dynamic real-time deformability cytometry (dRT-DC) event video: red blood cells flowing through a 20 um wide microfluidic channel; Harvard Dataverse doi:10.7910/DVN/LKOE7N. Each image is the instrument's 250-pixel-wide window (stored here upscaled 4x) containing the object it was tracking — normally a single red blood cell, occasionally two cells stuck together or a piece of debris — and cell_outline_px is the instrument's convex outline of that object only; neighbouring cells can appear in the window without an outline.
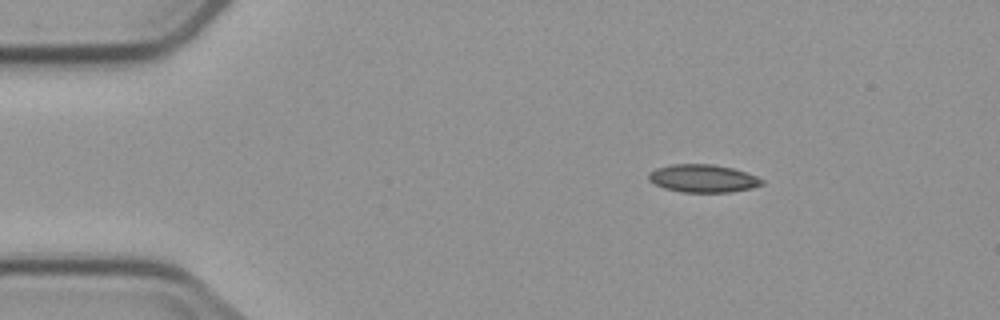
{"species": "common noctule bat (a hibernating species)", "species_latin": "Nyctalus noctula", "temperature_condition": "cold", "stored_images_in_passage": 5, "camera_frame_rate_fps": 3000, "um_per_image_px": 0.085, "animal": {"sex": "male", "body_mass_g": 23.1, "forearm_length_mm": 52.7}, "frame": {"image": 1, "passage_image": 3, "time_ms": 2.333, "image_size_px": [1000, 320], "cell_outline_px": [[764, 184], [752, 188], [732, 192], [680, 192], [664, 188], [648, 180], [648, 172], [656, 168], [672, 164], [712, 164], [732, 168], [756, 176], [764, 180]], "centroid_in_image_um": [59.74, 15.17], "position_along_channel_um": 25.3, "area_um2": 18.44}}
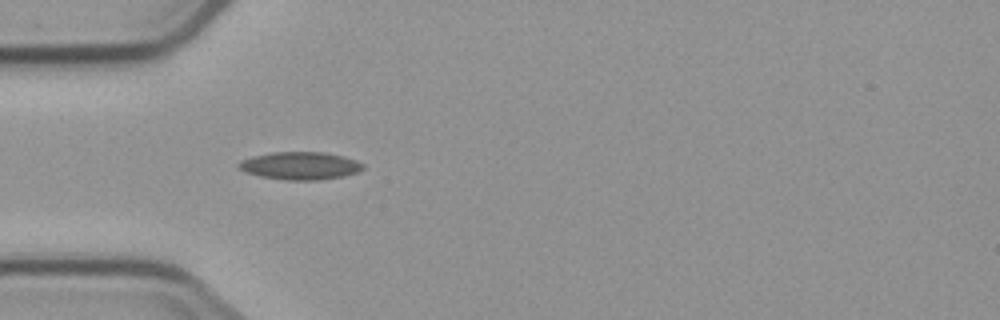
{"frame": {"image": 2, "passage_image": 5, "time_ms": 5.0, "image_size_px": [1000, 320], "cell_outline_px": [[364, 168], [356, 172], [344, 176], [316, 180], [288, 180], [260, 176], [248, 172], [240, 168], [236, 164], [240, 160], [252, 156], [272, 152], [324, 152], [344, 156], [356, 160], [364, 164]], "centroid_in_image_um": [25.52, 14.07], "position_along_channel_um": 59.5, "area_um2": 20.0}}